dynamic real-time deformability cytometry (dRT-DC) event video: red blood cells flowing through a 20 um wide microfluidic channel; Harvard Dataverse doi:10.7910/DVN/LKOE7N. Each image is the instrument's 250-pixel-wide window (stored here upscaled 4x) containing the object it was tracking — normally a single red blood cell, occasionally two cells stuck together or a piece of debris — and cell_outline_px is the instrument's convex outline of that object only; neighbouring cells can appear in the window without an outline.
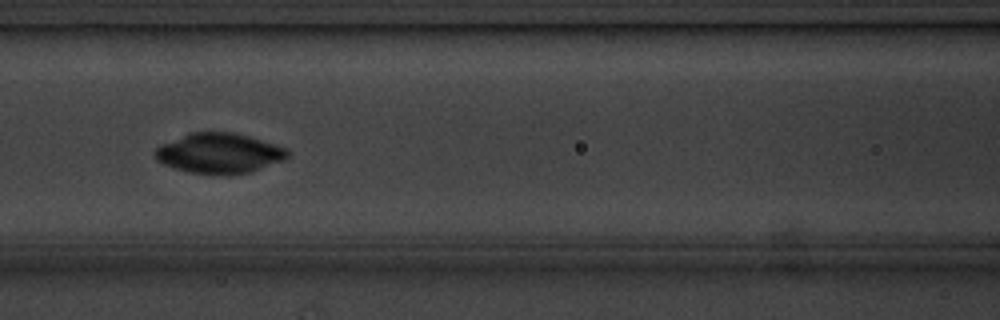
{"species": "common noctule bat (a hibernating species)", "species_latin": "Nyctalus noctula", "temperature_condition": "cold", "stored_images_in_passage": 10, "camera_frame_rate_fps": 3000, "um_per_image_px": 0.085, "animal": {"sex": "male", "body_mass_g": 20.1, "forearm_length_mm": 53.5}, "frame": {"image": 1, "passage_image": 7, "time_ms": 7.0, "image_size_px": [1000, 320], "cell_outline_px": [[288, 156], [284, 160], [252, 172], [228, 176], [216, 176], [188, 172], [172, 168], [156, 160], [156, 148], [160, 144], [188, 132], [236, 132], [288, 148]], "centroid_in_image_um": [18.63, 13.04], "position_along_channel_um": 148.0, "area_um2": 31.67}}